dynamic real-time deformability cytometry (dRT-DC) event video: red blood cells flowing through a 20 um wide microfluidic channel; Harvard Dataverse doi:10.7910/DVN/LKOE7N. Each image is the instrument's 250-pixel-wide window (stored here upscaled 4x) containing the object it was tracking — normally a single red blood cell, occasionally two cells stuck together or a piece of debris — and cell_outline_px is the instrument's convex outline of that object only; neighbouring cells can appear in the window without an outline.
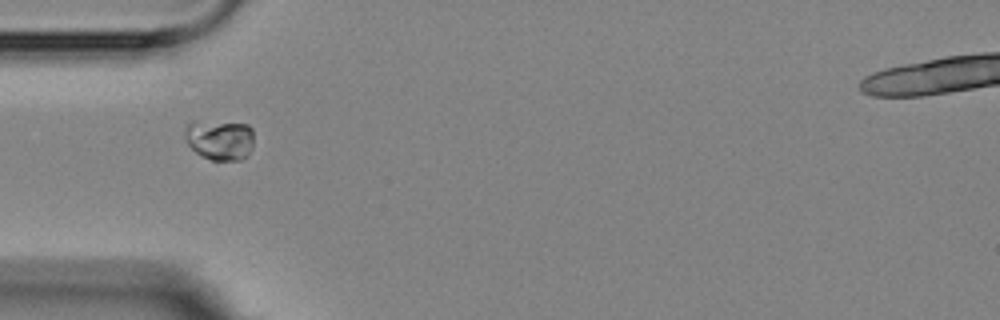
{"species": "Egyptian fruit bat (a non-hibernating species)", "species_latin": "Rousettus aegyptiacus", "temperature_condition": "room temperature", "stored_images_in_passage": 2, "camera_frame_rate_fps": 3000, "um_per_image_px": 0.085, "animal": {"sex": "female"}, "frame": {"image": 1, "passage_image": 1, "time_ms": 0.0, "image_size_px": [1000, 320], "cell_outline_px": [[252, 148], [240, 160], [212, 160], [196, 152], [188, 144], [184, 136], [184, 128], [192, 120], [248, 124], [252, 128]], "centroid_in_image_um": [18.64, 11.85], "position_along_channel_um": 66.4, "area_um2": 16.18}}
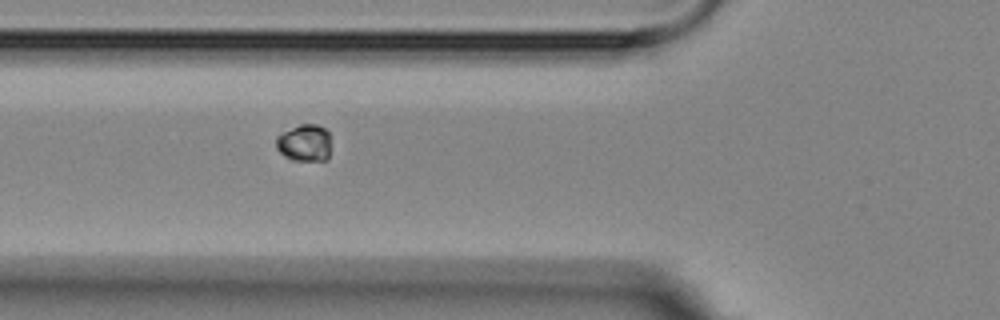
{"frame": {"image": 2, "passage_image": 2, "time_ms": 1.0, "image_size_px": [1000, 320], "cell_outline_px": [[328, 160], [292, 160], [284, 156], [276, 148], [276, 136], [300, 124], [316, 124], [324, 128], [328, 132]], "centroid_in_image_um": [25.85, 12.15], "position_along_channel_um": 100.0, "area_um2": 11.62}}